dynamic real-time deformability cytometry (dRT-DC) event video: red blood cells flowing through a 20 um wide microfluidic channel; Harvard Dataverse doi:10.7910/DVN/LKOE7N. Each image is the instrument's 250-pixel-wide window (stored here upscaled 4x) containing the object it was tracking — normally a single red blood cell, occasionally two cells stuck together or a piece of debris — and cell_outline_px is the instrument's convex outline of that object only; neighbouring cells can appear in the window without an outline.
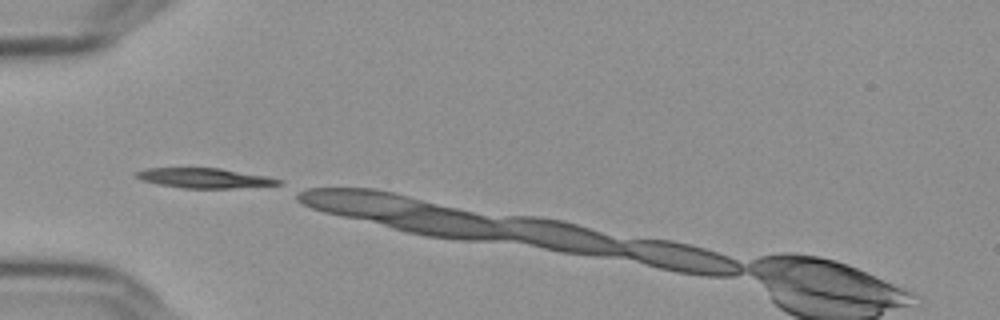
{"species": "Egyptian fruit bat (a non-hibernating species)", "species_latin": "Rousettus aegyptiacus", "temperature_condition": "cold", "stored_images_in_passage": 4, "camera_frame_rate_fps": 3000, "um_per_image_px": 0.085, "frame": {"image": 1, "passage_image": 1, "time_ms": 0.0, "image_size_px": [1000, 320], "cell_outline_px": [[284, 180], [280, 184], [232, 188], [184, 188], [160, 184], [140, 180], [136, 176], [136, 172], [144, 168], [220, 168], [268, 176]], "centroid_in_image_um": [17.39, 15.13], "position_along_channel_um": 67.6, "area_um2": 16.36}}